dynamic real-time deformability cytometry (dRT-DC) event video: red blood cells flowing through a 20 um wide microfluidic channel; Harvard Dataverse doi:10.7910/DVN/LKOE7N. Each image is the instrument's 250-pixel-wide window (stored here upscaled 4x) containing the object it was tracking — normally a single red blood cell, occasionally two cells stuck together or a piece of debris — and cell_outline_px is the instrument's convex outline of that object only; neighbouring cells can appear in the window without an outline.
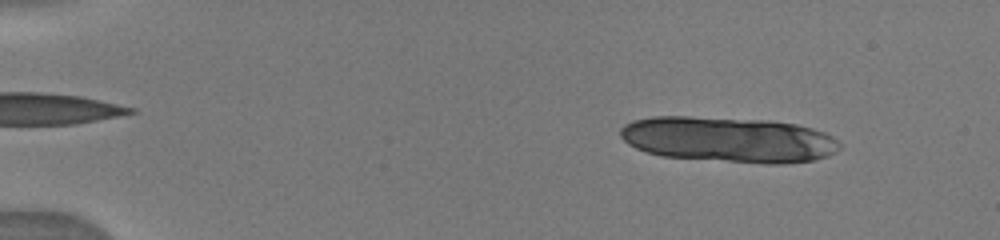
{"species": "human", "species_latin": "Homo sapiens", "temperature_condition": "warm", "stored_images_in_passage": 23, "segment_of_instrument_passage": [1, 2], "camera_frame_rate_fps": 3000, "um_per_image_px": 0.085, "donor": {"sex": "male"}, "frame": {"image": 1, "passage_image": 4, "time_ms": 1.333, "image_size_px": [1000, 240], "cell_outline_px": [[840, 148], [836, 152], [828, 156], [812, 160], [780, 164], [764, 164], [660, 156], [636, 148], [628, 144], [620, 136], [620, 128], [624, 124], [632, 120], [652, 116], [688, 116], [768, 120], [796, 124], [812, 128], [824, 132], [832, 136], [840, 144]], "centroid_in_image_um": [61.91, 11.86], "position_along_channel_um": 23.1, "area_um2": 58.55}}